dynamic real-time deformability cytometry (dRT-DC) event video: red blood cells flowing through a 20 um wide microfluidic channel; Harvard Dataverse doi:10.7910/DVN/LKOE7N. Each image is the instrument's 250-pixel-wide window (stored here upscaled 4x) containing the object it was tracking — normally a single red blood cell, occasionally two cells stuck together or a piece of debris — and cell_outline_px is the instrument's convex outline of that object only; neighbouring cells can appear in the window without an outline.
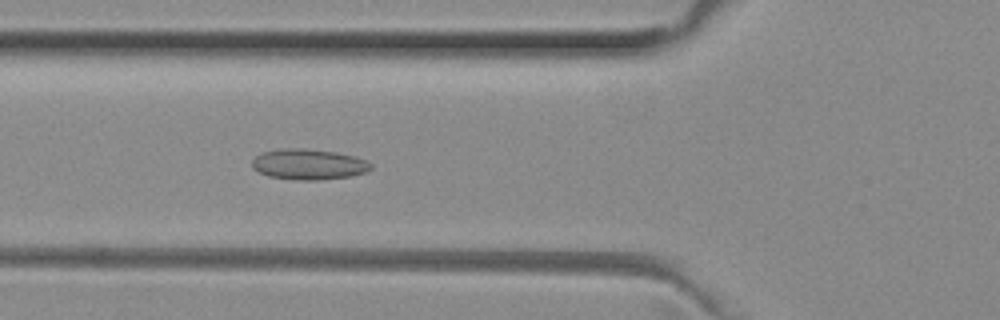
{"species": "common noctule bat (a hibernating species)", "species_latin": "Nyctalus noctula", "temperature_condition": "room temperature", "stored_images_in_passage": 37, "camera_frame_rate_fps": 3000, "um_per_image_px": 0.085, "animal": {"sex": "female", "body_mass_g": 29.2, "forearm_length_mm": 56.3}, "frame": {"image": 1, "passage_image": 8, "time_ms": 2.333, "image_size_px": [1000, 320], "cell_outline_px": [[372, 168], [364, 172], [352, 176], [316, 180], [296, 180], [268, 176], [252, 168], [252, 160], [260, 152], [284, 148], [304, 148], [336, 152], [356, 156], [372, 164]], "centroid_in_image_um": [26.21, 13.96], "position_along_channel_um": 99.6, "area_um2": 21.27}}
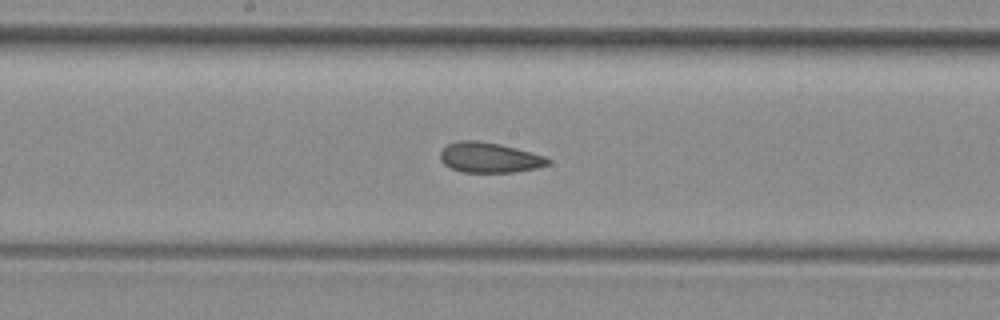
{"frame": {"image": 2, "passage_image": 16, "time_ms": 5.0, "image_size_px": [1000, 320], "cell_outline_px": [[548, 164], [536, 168], [512, 172], [464, 172], [452, 168], [444, 164], [440, 160], [440, 152], [448, 144], [460, 140], [476, 140], [500, 144], [544, 156], [548, 160]], "centroid_in_image_um": [41.54, 13.39], "position_along_channel_um": 206.7, "area_um2": 18.61}}
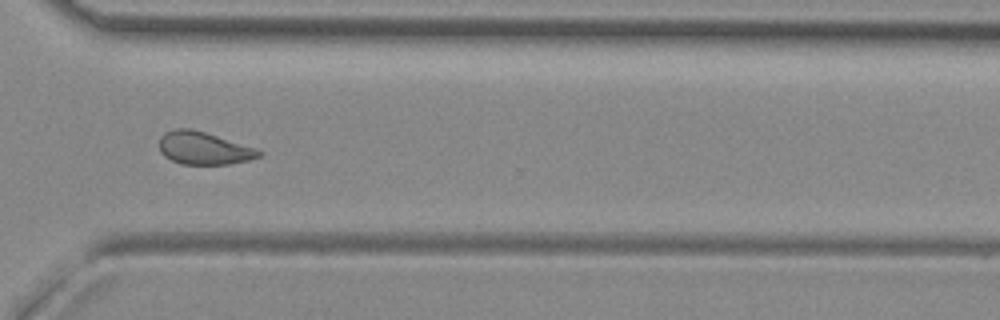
{"frame": {"image": 3, "passage_image": 27, "time_ms": 8.667, "image_size_px": [1000, 320], "cell_outline_px": [[264, 152], [260, 156], [248, 160], [228, 164], [180, 164], [164, 156], [160, 152], [160, 136], [164, 132], [176, 128], [192, 128], [256, 148]], "centroid_in_image_um": [17.3, 12.59], "position_along_channel_um": 353.3, "area_um2": 18.96}}